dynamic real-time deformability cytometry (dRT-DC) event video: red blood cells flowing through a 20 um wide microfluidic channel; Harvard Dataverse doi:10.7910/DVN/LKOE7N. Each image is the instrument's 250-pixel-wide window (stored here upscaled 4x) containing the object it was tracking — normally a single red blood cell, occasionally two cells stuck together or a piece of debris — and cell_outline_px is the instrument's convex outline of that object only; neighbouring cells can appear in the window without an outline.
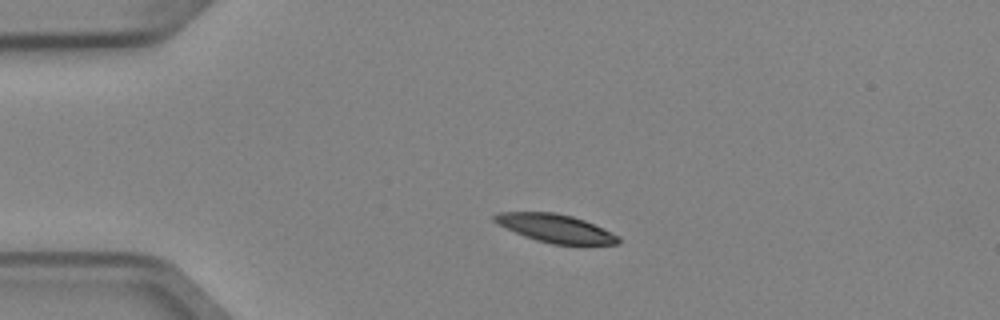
{"species": "Egyptian fruit bat (a non-hibernating species)", "species_latin": "Rousettus aegyptiacus", "temperature_condition": "cold", "stored_images_in_passage": 3, "camera_frame_rate_fps": 3000, "um_per_image_px": 0.085, "animal": {"sex": "female"}, "frame": {"image": 1, "passage_image": 2, "time_ms": 0.333, "image_size_px": [1000, 320], "cell_outline_px": [[620, 244], [552, 244], [536, 240], [524, 236], [492, 220], [492, 216], [500, 212], [552, 212], [572, 216], [584, 220], [620, 236]], "centroid_in_image_um": [47.23, 19.41], "position_along_channel_um": 37.8, "area_um2": 20.06}}